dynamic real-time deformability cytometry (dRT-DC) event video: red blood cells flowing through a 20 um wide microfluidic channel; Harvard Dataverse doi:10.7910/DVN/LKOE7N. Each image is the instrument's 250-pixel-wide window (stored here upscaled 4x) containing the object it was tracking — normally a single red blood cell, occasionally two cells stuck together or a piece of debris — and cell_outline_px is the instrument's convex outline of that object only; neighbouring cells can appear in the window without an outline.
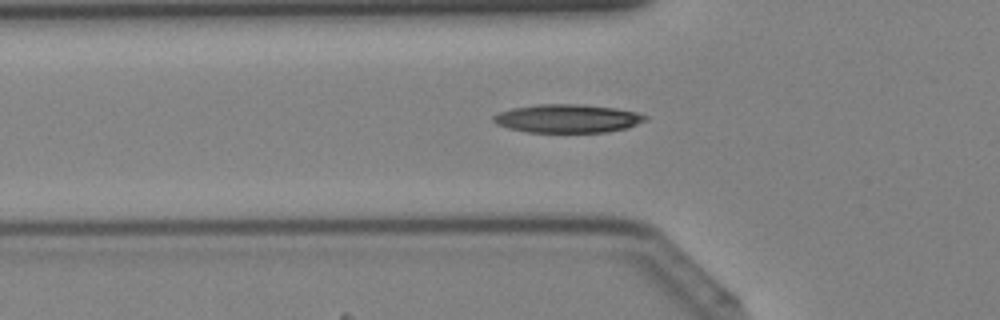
{"species": "Egyptian fruit bat (a non-hibernating species)", "species_latin": "Rousettus aegyptiacus", "temperature_condition": "cold", "stored_images_in_passage": 43, "camera_frame_rate_fps": 3000, "um_per_image_px": 0.085, "animal": {"sex": "female"}, "frame": {"image": 1, "passage_image": 15, "time_ms": 4.667, "image_size_px": [1000, 320], "cell_outline_px": [[648, 120], [628, 128], [608, 132], [528, 132], [508, 128], [496, 124], [492, 120], [492, 116], [500, 112], [512, 108], [536, 104], [584, 104], [616, 108], [636, 112], [648, 116]], "centroid_in_image_um": [48.26, 10.07], "position_along_channel_um": 77.5, "area_um2": 25.37}}
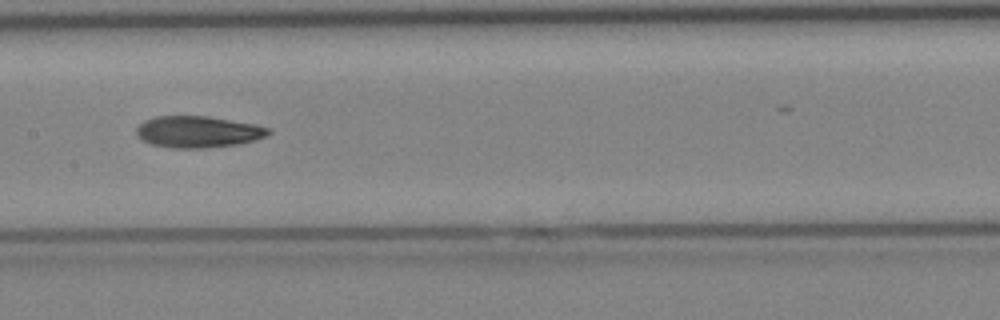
{"frame": {"image": 2, "passage_image": 22, "time_ms": 7.0, "image_size_px": [1000, 320], "cell_outline_px": [[272, 132], [256, 140], [236, 144], [208, 148], [172, 148], [152, 144], [136, 136], [136, 128], [144, 120], [156, 116], [208, 116], [256, 124], [272, 128]], "centroid_in_image_um": [16.85, 11.2], "position_along_channel_um": 190.6, "area_um2": 24.39}}
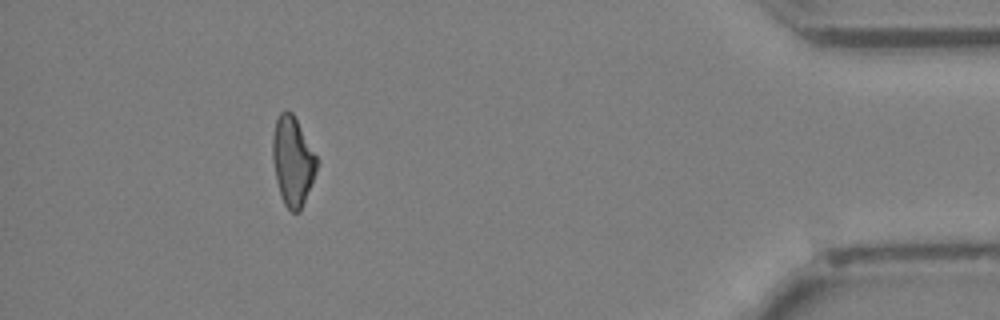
{"frame": {"image": 3, "passage_image": 39, "time_ms": 12.667, "image_size_px": [1000, 320], "cell_outline_px": [[316, 172], [300, 212], [292, 212], [284, 204], [280, 196], [276, 180], [272, 160], [272, 136], [276, 120], [280, 112], [284, 108], [288, 108], [292, 112], [316, 156]], "centroid_in_image_um": [24.84, 13.68], "position_along_channel_um": 410.4, "area_um2": 22.83}}